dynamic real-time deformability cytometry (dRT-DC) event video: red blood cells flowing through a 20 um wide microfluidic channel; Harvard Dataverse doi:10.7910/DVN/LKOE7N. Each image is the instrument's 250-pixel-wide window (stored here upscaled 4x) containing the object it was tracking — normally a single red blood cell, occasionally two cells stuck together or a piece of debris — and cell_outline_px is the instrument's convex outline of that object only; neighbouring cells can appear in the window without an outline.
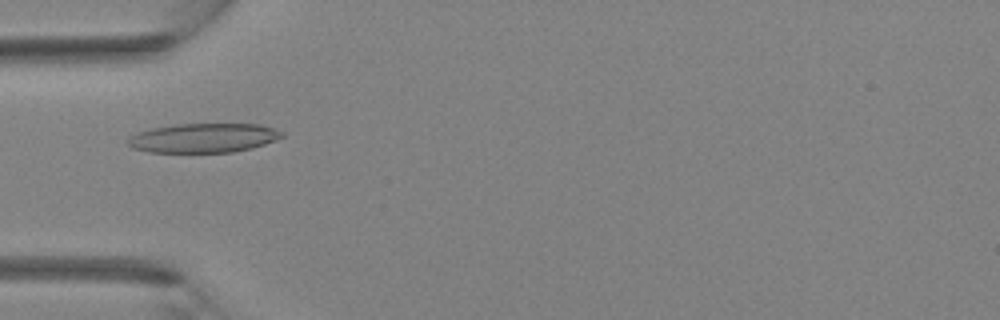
{"species": "Egyptian fruit bat (a non-hibernating species)", "species_latin": "Rousettus aegyptiacus", "temperature_condition": "room temperature", "stored_images_in_passage": 40, "camera_frame_rate_fps": 3000, "um_per_image_px": 0.085, "animal": {"sex": "female"}, "frame": {"image": 1, "passage_image": 13, "time_ms": 4.0, "image_size_px": [1000, 320], "cell_outline_px": [[284, 136], [276, 140], [252, 148], [232, 152], [148, 152], [132, 148], [128, 144], [128, 136], [136, 132], [152, 128], [176, 124], [260, 124], [284, 132]], "centroid_in_image_um": [17.28, 11.72], "position_along_channel_um": 67.7, "area_um2": 26.36}}
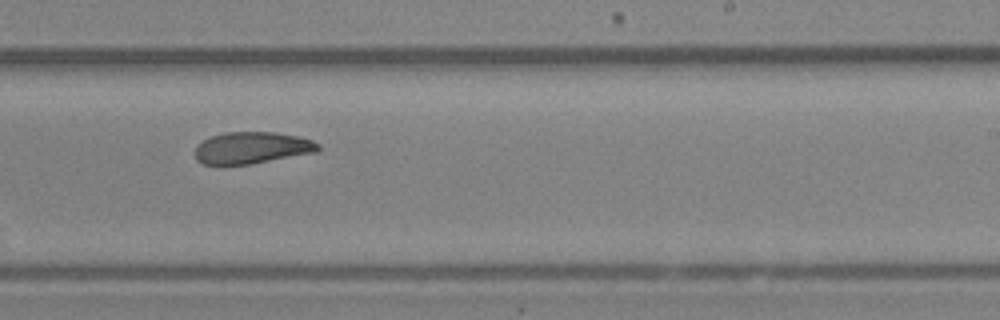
{"frame": {"image": 2, "passage_image": 25, "time_ms": 8.0, "image_size_px": [1000, 320], "cell_outline_px": [[320, 148], [316, 152], [248, 164], [204, 164], [196, 160], [196, 144], [212, 136], [224, 132], [276, 132], [300, 136], [312, 140], [320, 144]], "centroid_in_image_um": [21.43, 12.55], "position_along_channel_um": 267.6, "area_um2": 22.66}}
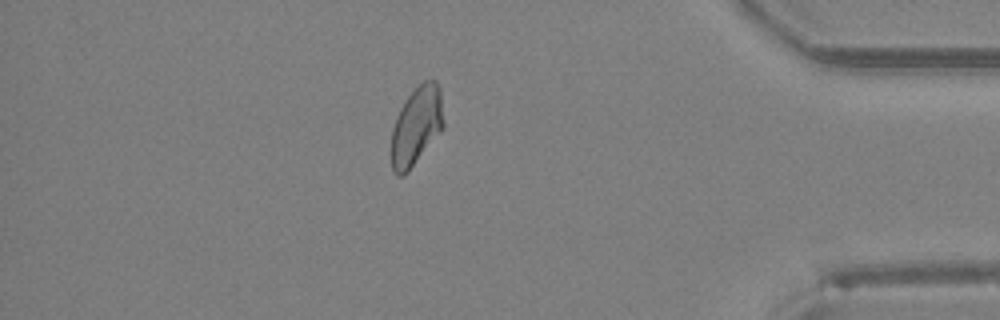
{"frame": {"image": 3, "passage_image": 35, "time_ms": 11.333, "image_size_px": [1000, 320], "cell_outline_px": [[444, 128], [408, 172], [404, 176], [396, 176], [392, 168], [392, 128], [396, 116], [400, 108], [408, 96], [424, 80], [436, 80], [440, 88], [444, 124]], "centroid_in_image_um": [35.4, 10.72], "position_along_channel_um": 399.8, "area_um2": 23.93}}